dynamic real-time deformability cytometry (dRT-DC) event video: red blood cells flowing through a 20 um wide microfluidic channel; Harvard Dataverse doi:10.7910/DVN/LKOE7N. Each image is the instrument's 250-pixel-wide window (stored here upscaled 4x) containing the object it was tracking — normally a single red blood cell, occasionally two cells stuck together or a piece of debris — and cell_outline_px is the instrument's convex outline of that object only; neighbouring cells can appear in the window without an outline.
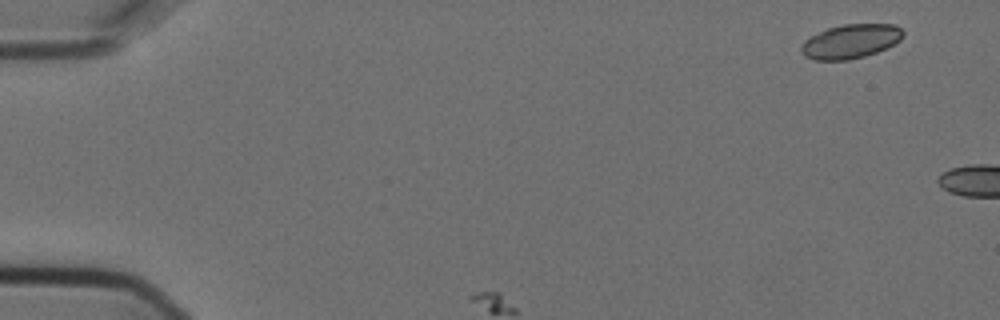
{"species": "Egyptian fruit bat (a non-hibernating species)", "species_latin": "Rousettus aegyptiacus", "temperature_condition": "cold", "stored_images_in_passage": 2, "camera_frame_rate_fps": 3000, "um_per_image_px": 0.085, "animal": {"sex": "female"}, "frame": {"image": 1, "passage_image": 1, "time_ms": 0.0, "image_size_px": [1000, 320], "cell_outline_px": [[904, 36], [900, 40], [876, 52], [864, 56], [848, 60], [816, 60], [804, 56], [800, 48], [804, 40], [828, 28], [844, 24], [896, 24], [904, 32]], "centroid_in_image_um": [72.31, 3.51], "position_along_channel_um": 12.7, "area_um2": 20.06}}